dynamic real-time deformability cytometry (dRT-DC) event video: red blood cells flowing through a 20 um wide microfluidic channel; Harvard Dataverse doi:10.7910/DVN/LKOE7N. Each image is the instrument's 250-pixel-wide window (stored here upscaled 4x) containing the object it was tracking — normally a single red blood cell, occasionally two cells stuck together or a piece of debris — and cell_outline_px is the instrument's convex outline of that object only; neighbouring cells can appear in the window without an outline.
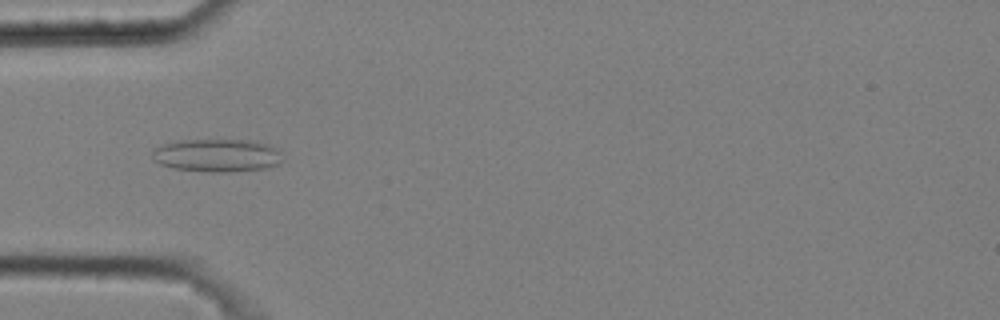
{"species": "common noctule bat (a hibernating species)", "species_latin": "Nyctalus noctula", "temperature_condition": "cold", "stored_images_in_passage": 47, "camera_frame_rate_fps": 3000, "um_per_image_px": 0.085, "animal": {"sex": "male", "body_mass_g": 20.4}, "frame": {"image": 1, "passage_image": 12, "time_ms": 3.667, "image_size_px": [1000, 320], "cell_outline_px": [[284, 160], [280, 164], [268, 168], [232, 172], [212, 172], [172, 168], [160, 164], [152, 160], [152, 152], [156, 148], [164, 144], [180, 140], [248, 140], [268, 144], [280, 148]], "centroid_in_image_um": [18.52, 13.21], "position_along_channel_um": 66.5, "area_um2": 25.43}}
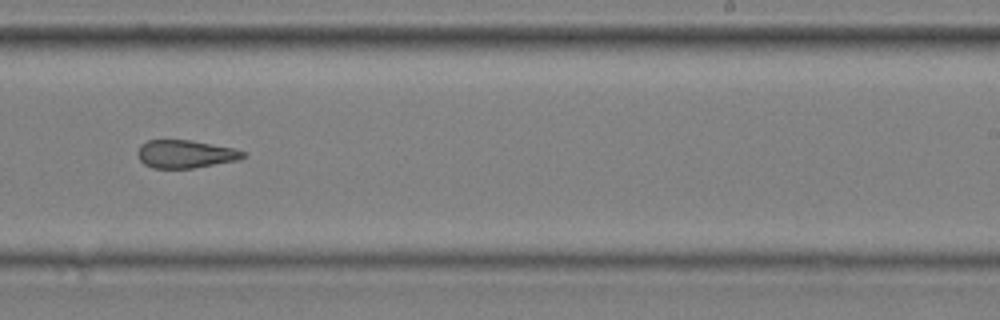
{"frame": {"image": 2, "passage_image": 29, "time_ms": 9.333, "image_size_px": [1000, 320], "cell_outline_px": [[248, 156], [240, 160], [192, 168], [152, 168], [144, 164], [140, 160], [136, 152], [140, 144], [148, 140], [192, 140], [236, 148], [248, 152]], "centroid_in_image_um": [15.81, 13.08], "position_along_channel_um": 273.2, "area_um2": 17.57}}
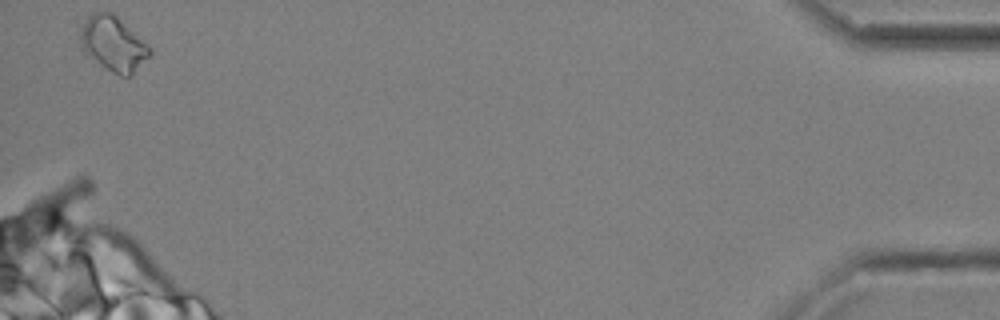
{"frame": {"image": 3, "passage_image": 47, "time_ms": 15.333, "image_size_px": [1000, 320], "cell_outline_px": [[152, 56], [132, 76], [120, 76], [112, 72], [100, 64], [84, 48], [80, 40], [80, 32], [84, 20], [88, 16], [96, 12], [112, 12], [152, 52]], "centroid_in_image_um": [9.64, 3.75], "position_along_channel_um": 425.6, "area_um2": 21.33}, "authors_computed_cell_mechanics": {"area_um2": 18.7272, "velocity_mm_per_s": 3.6534, "shape_relaxation_time_tau1_ms": null, "shape_relaxation_time_tau2_ms": 2.8945, "deformation_change_tau1": null, "deformation_change_tau2": 0.1144}}